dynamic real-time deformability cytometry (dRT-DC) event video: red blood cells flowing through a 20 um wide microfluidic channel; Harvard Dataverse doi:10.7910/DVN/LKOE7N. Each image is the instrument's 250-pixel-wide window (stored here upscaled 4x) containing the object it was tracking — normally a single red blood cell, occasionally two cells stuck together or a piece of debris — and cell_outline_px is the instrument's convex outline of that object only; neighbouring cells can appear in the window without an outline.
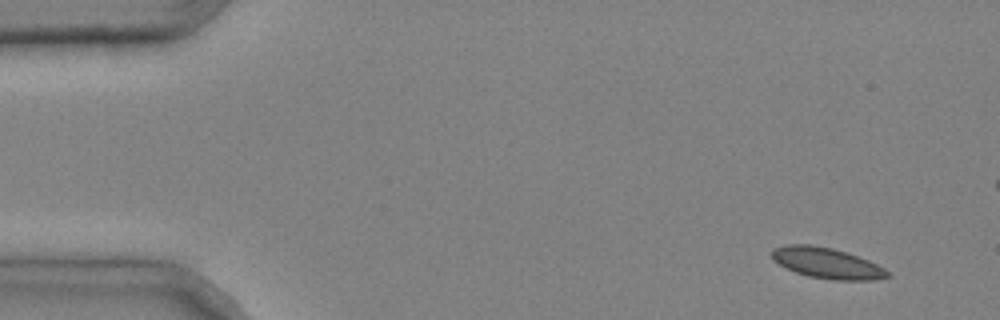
{"species": "common noctule bat (a hibernating species)", "species_latin": "Nyctalus noctula", "temperature_condition": "cold", "stored_images_in_passage": 5, "camera_frame_rate_fps": 3000, "um_per_image_px": 0.085, "animal": {"sex": "male", "body_mass_g": 20.4}, "frame": {"image": 1, "passage_image": 1, "time_ms": 0.0, "image_size_px": [1000, 320], "cell_outline_px": [[892, 276], [872, 280], [832, 280], [808, 276], [796, 272], [772, 260], [772, 248], [788, 244], [812, 244], [832, 248], [848, 252], [868, 260], [884, 268]], "centroid_in_image_um": [70.29, 22.35], "position_along_channel_um": 14.7, "area_um2": 20.75}}